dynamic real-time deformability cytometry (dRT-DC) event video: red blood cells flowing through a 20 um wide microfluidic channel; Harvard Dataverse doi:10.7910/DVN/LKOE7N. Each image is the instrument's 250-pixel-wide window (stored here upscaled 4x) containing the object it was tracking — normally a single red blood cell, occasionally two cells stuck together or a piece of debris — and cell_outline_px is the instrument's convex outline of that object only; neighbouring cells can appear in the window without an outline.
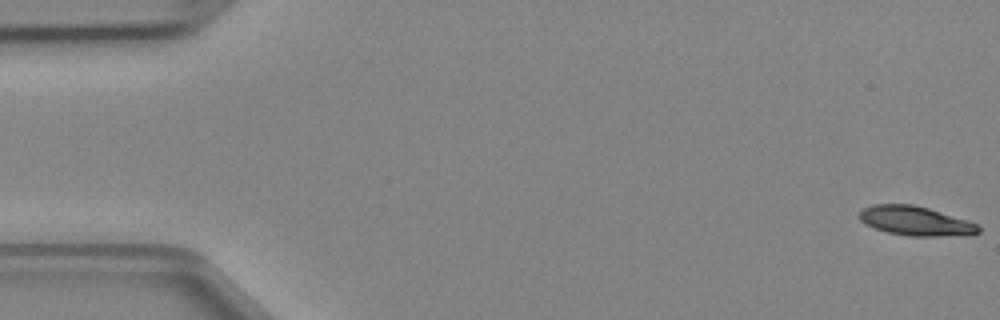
{"species": "Egyptian fruit bat (a non-hibernating species)", "species_latin": "Rousettus aegyptiacus", "temperature_condition": "cold", "stored_images_in_passage": 4, "camera_frame_rate_fps": 3000, "um_per_image_px": 0.085, "animal": {"sex": "female"}, "frame": {"image": 1, "passage_image": 1, "time_ms": 0.0, "image_size_px": [1000, 320], "cell_outline_px": [[980, 232], [968, 236], [908, 236], [888, 232], [864, 224], [856, 216], [864, 208], [872, 204], [912, 204], [928, 208], [968, 220], [980, 224]], "centroid_in_image_um": [77.86, 18.79], "position_along_channel_um": 7.1, "area_um2": 20.63}}
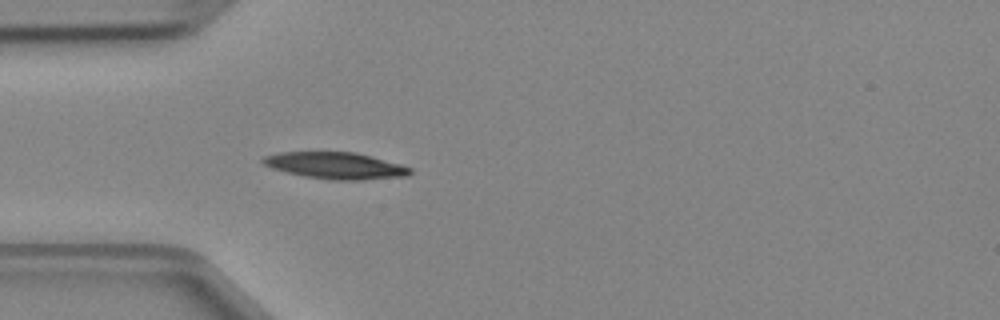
{"frame": {"image": 2, "passage_image": 4, "time_ms": 1.0, "image_size_px": [1000, 320], "cell_outline_px": [[412, 172], [408, 176], [360, 180], [332, 180], [304, 176], [272, 168], [264, 164], [260, 160], [264, 156], [280, 152], [356, 152], [400, 164], [412, 168]], "centroid_in_image_um": [28.54, 14.07], "position_along_channel_um": 56.5, "area_um2": 22.77}}